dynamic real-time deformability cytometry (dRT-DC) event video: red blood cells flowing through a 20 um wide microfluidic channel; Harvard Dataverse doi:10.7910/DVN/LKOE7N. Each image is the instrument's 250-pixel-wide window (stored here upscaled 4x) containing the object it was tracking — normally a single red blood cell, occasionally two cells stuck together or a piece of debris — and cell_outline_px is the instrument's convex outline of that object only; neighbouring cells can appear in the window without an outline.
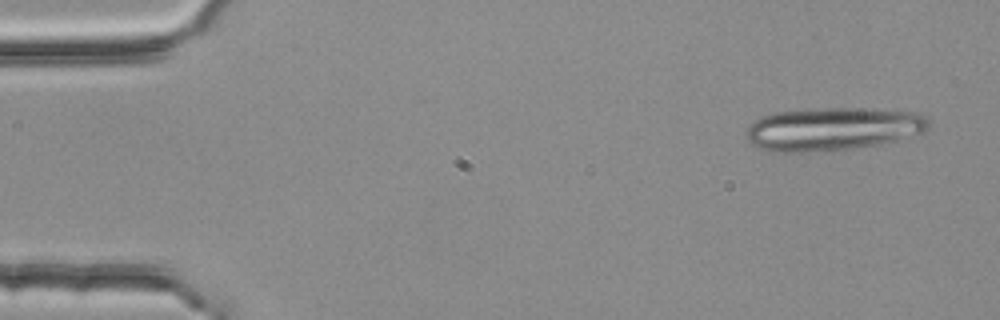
{"species": "common noctule bat (a hibernating species)", "species_latin": "Nyctalus noctula", "temperature_condition": "room temperature", "stored_images_in_passage": 5, "camera_frame_rate_fps": 3000, "um_per_image_px": 0.085, "animal": {"sex": "female", "body_mass_g": 25.1}, "frame": {"image": 1, "passage_image": 1, "time_ms": 0.0, "image_size_px": [1000, 320], "cell_outline_px": [[928, 128], [924, 132], [896, 140], [880, 144], [852, 148], [808, 152], [772, 152], [760, 148], [752, 144], [748, 140], [748, 128], [756, 120], [764, 116], [776, 112], [812, 108], [852, 108], [916, 112], [924, 116], [928, 120]], "centroid_in_image_um": [70.78, 10.96], "position_along_channel_um": 14.2, "area_um2": 45.43}}